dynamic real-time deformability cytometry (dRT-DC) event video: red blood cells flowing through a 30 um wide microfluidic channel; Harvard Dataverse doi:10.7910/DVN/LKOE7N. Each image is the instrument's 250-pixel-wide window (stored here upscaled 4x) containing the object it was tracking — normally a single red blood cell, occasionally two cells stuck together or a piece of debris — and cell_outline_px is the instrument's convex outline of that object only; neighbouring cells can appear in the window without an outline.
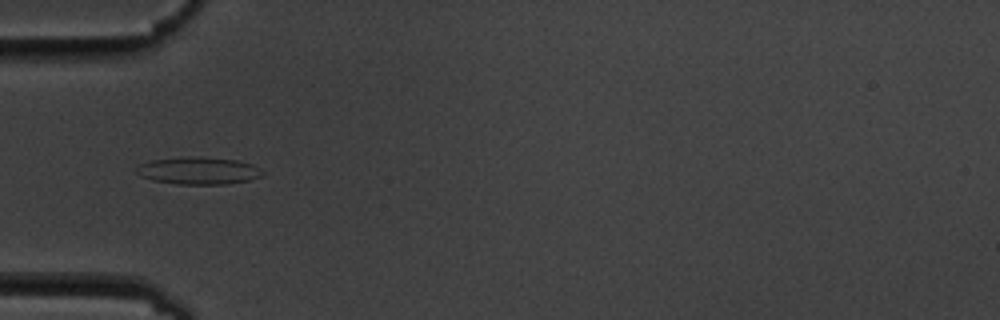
{"species": "common noctule bat (a hibernating species)", "species_latin": "Nyctalus noctula", "temperature_condition": "cold", "stored_images_in_passage": 6, "camera_frame_rate_fps": 3000, "um_per_image_px": 0.085, "animal": {"sex": "male", "body_mass_g": 19.5, "forearm_length_mm": 54.6}, "frame": {"image": 1, "passage_image": 6, "time_ms": 5.667, "image_size_px": [1000, 320], "cell_outline_px": [[264, 172], [260, 176], [248, 180], [224, 184], [176, 184], [152, 180], [140, 176], [136, 172], [136, 168], [140, 164], [152, 160], [192, 156], [196, 156], [236, 160], [252, 164], [260, 168]], "centroid_in_image_um": [16.85, 14.51], "position_along_channel_um": 68.2, "area_um2": 19.94}}